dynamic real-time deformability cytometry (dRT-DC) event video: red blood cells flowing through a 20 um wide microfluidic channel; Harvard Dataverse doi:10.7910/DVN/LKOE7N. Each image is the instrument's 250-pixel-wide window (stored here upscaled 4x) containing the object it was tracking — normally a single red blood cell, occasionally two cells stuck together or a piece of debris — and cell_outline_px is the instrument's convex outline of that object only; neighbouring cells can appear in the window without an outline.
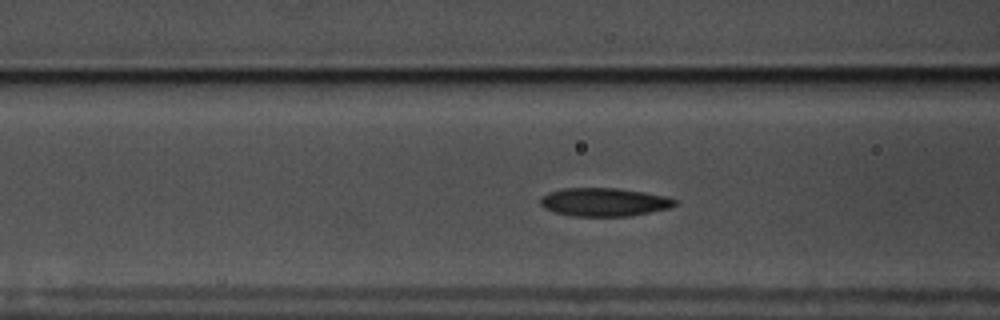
{"species": "common noctule bat (a hibernating species)", "species_latin": "Nyctalus noctula", "temperature_condition": "warm", "stored_images_in_passage": 56, "camera_frame_rate_fps": 3000, "um_per_image_px": 0.085, "animal": {"sex": "male", "body_mass_g": 17.5, "forearm_length_mm": 52.3}, "frame": {"image": 1, "passage_image": 21, "time_ms": 6.667, "image_size_px": [1000, 320], "cell_outline_px": [[676, 204], [668, 208], [632, 216], [572, 216], [556, 212], [544, 208], [540, 204], [540, 200], [548, 192], [564, 188], [616, 188], [644, 192], [664, 196], [676, 200]], "centroid_in_image_um": [51.33, 17.18], "position_along_channel_um": 115.3, "area_um2": 22.02}}
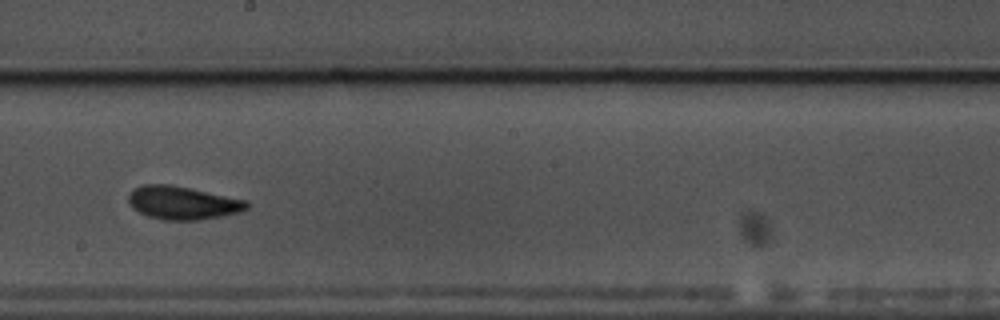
{"frame": {"image": 2, "passage_image": 31, "time_ms": 10.0, "image_size_px": [1000, 320], "cell_outline_px": [[252, 204], [248, 208], [240, 212], [224, 216], [200, 220], [164, 220], [148, 216], [132, 208], [128, 200], [128, 192], [132, 188], [144, 184], [172, 184], [248, 200]], "centroid_in_image_um": [15.55, 17.23], "position_along_channel_um": 232.7, "area_um2": 23.35}}
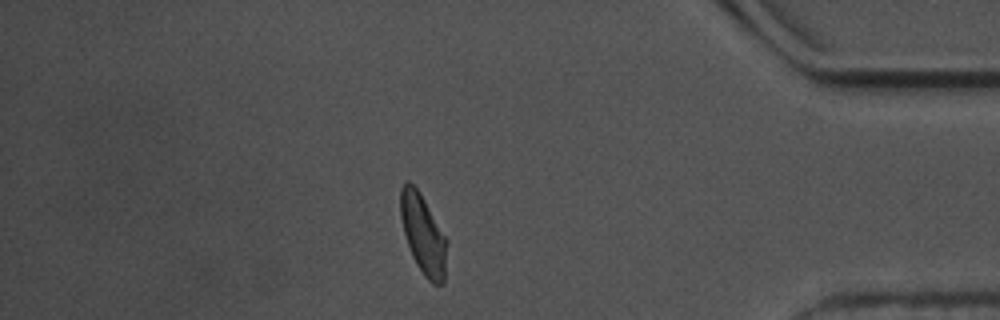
{"frame": {"image": 3, "passage_image": 48, "time_ms": 15.667, "image_size_px": [1000, 320], "cell_outline_px": [[448, 244], [444, 284], [432, 284], [424, 276], [416, 264], [412, 256], [404, 232], [400, 216], [400, 188], [404, 180], [408, 180], [420, 192], [448, 240]], "centroid_in_image_um": [35.98, 19.92], "position_along_channel_um": 399.2, "area_um2": 21.79}, "authors_computed_cell_mechanics": {"area_um2": 21.964, "velocity_mm_per_s": 3.5359, "shape_relaxation_time_tau1_ms": 5.0247, "shape_relaxation_time_tau2_ms": 2.4058, "deformation_change_tau1": 0.1441, "deformation_change_tau2": 0.0805}}